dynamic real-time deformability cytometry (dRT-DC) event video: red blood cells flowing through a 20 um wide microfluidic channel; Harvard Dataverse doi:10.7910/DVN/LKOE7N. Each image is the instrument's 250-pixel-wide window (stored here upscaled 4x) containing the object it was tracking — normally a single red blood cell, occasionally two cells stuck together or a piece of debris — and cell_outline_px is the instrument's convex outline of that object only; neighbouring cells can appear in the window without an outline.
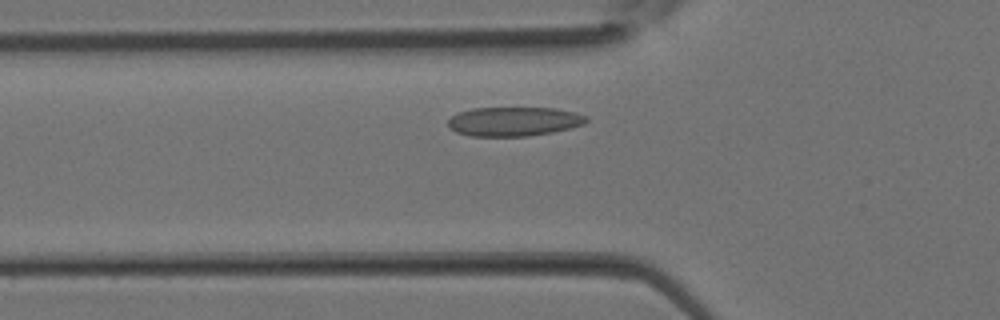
{"species": "Egyptian fruit bat (a non-hibernating species)", "species_latin": "Rousettus aegyptiacus", "temperature_condition": "room temperature", "stored_images_in_passage": 29, "camera_frame_rate_fps": 3000, "um_per_image_px": 0.085, "animal": {"sex": "female"}, "frame": {"image": 1, "passage_image": 5, "time_ms": 1.333, "image_size_px": [1000, 320], "cell_outline_px": [[588, 120], [584, 124], [572, 128], [552, 132], [528, 136], [472, 136], [456, 132], [448, 128], [448, 120], [456, 112], [472, 108], [556, 108], [588, 116]], "centroid_in_image_um": [43.66, 10.32], "position_along_channel_um": 82.1, "area_um2": 23.64}}
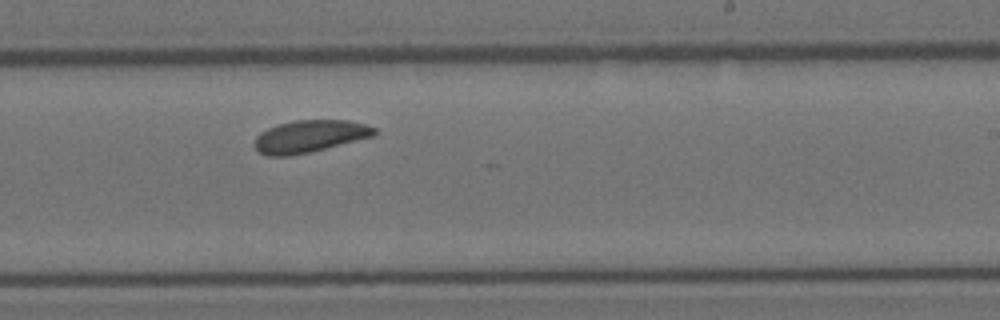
{"frame": {"image": 2, "passage_image": 15, "time_ms": 4.667, "image_size_px": [1000, 320], "cell_outline_px": [[376, 132], [372, 136], [308, 152], [288, 156], [268, 156], [260, 152], [252, 144], [256, 136], [260, 132], [268, 128], [280, 124], [296, 120], [348, 120], [364, 124], [376, 128]], "centroid_in_image_um": [26.26, 11.58], "position_along_channel_um": 262.7, "area_um2": 22.14}}
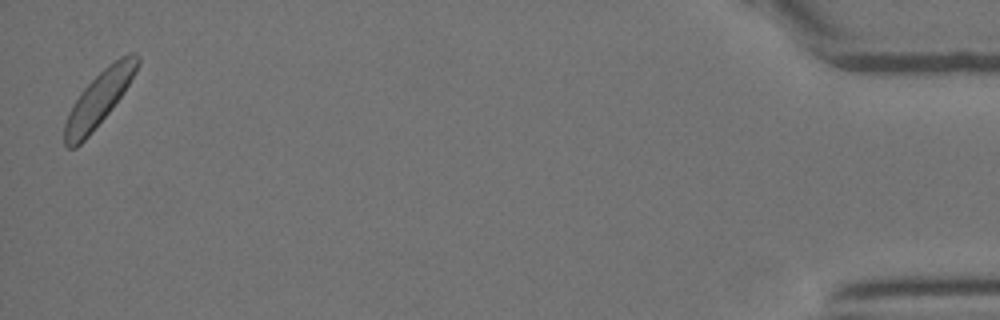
{"frame": {"image": 3, "passage_image": 29, "time_ms": 9.333, "image_size_px": [1000, 320], "cell_outline_px": [[140, 64], [136, 72], [124, 92], [112, 108], [88, 136], [76, 148], [68, 148], [64, 144], [64, 124], [68, 112], [72, 104], [80, 92], [108, 64], [120, 56], [128, 52], [136, 52], [140, 60]], "centroid_in_image_um": [8.41, 8.37], "position_along_channel_um": 426.8, "area_um2": 23.06}}